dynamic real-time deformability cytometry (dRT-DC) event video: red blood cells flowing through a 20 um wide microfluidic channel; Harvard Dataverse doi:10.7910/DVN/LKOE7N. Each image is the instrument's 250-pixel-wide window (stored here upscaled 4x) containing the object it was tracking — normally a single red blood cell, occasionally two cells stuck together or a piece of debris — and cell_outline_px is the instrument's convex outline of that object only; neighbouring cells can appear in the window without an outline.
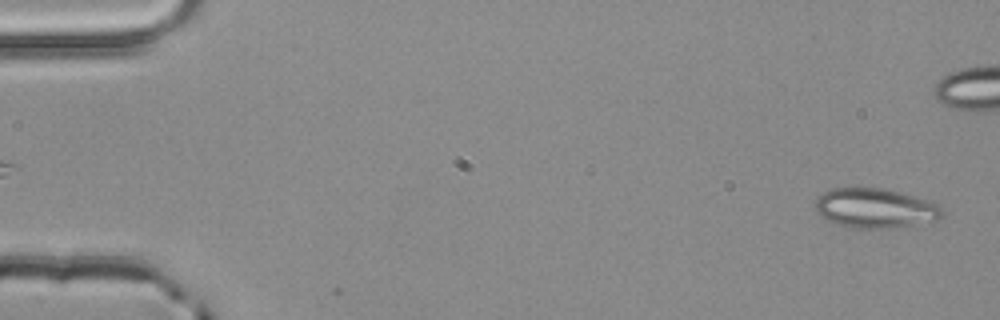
{"species": "common noctule bat (a hibernating species)", "species_latin": "Nyctalus noctula", "temperature_condition": "room temperature", "stored_images_in_passage": 5, "segment_of_instrument_passage": [2, 2], "camera_frame_rate_fps": 3000, "um_per_image_px": 0.085, "animal": {"sex": "male", "body_mass_g": 20.4}, "frame": {"image": 1, "passage_image": 5, "time_ms": 1.333, "image_size_px": [1000, 320], "cell_outline_px": [[940, 216], [936, 220], [892, 228], [848, 228], [836, 224], [828, 220], [816, 208], [816, 196], [832, 188], [880, 188], [900, 192], [916, 196], [936, 204], [940, 208]], "centroid_in_image_um": [74.34, 17.69], "position_along_channel_um": 10.7, "area_um2": 28.84}}